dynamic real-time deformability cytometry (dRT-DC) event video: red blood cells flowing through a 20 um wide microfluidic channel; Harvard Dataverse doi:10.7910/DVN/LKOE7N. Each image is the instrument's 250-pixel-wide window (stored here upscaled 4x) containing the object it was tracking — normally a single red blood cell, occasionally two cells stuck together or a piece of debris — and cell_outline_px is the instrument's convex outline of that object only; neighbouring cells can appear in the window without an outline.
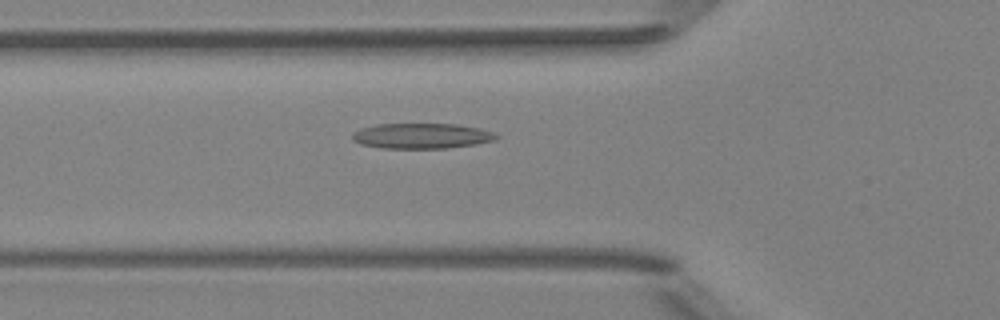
{"species": "Egyptian fruit bat (a non-hibernating species)", "species_latin": "Rousettus aegyptiacus", "temperature_condition": "room temperature", "stored_images_in_passage": 35, "camera_frame_rate_fps": 3000, "um_per_image_px": 0.085, "animal": {"sex": "female"}, "frame": {"image": 1, "passage_image": 4, "time_ms": 1.0, "image_size_px": [1000, 320], "cell_outline_px": [[500, 136], [496, 140], [476, 144], [444, 148], [380, 148], [360, 144], [352, 140], [352, 132], [360, 128], [376, 124], [456, 124], [480, 128], [496, 132]], "centroid_in_image_um": [35.84, 11.55], "position_along_channel_um": 90.0, "area_um2": 21.5}}
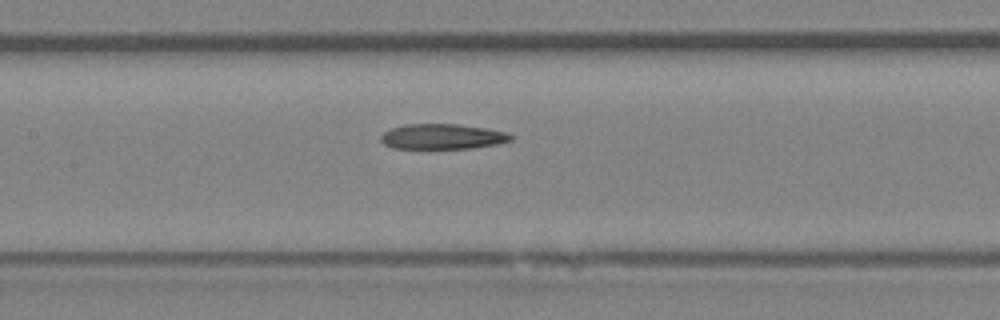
{"frame": {"image": 2, "passage_image": 10, "time_ms": 3.0, "image_size_px": [1000, 320], "cell_outline_px": [[516, 136], [512, 140], [496, 144], [472, 148], [392, 148], [384, 144], [380, 140], [380, 136], [384, 132], [392, 128], [404, 124], [456, 124], [488, 128], [504, 132]], "centroid_in_image_um": [37.61, 11.6], "position_along_channel_um": 169.8, "area_um2": 19.13}}
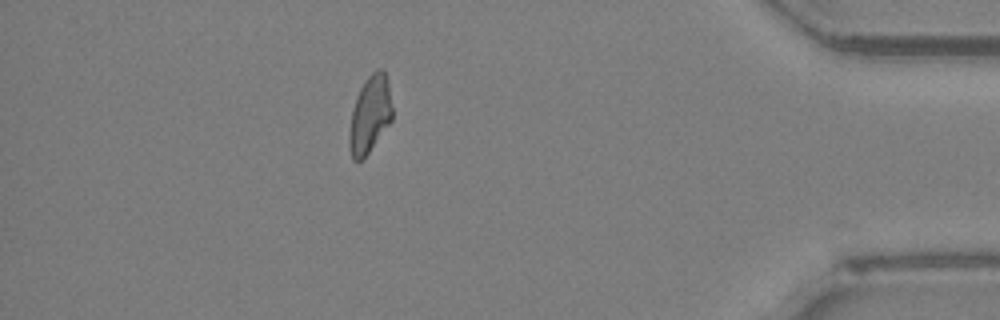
{"frame": {"image": 3, "passage_image": 31, "time_ms": 10.0, "image_size_px": [1000, 320], "cell_outline_px": [[392, 120], [368, 152], [360, 160], [352, 160], [348, 148], [348, 132], [352, 112], [356, 96], [364, 80], [376, 68], [384, 68], [388, 80], [392, 108]], "centroid_in_image_um": [31.43, 9.69], "position_along_channel_um": 403.8, "area_um2": 19.48}, "authors_computed_cell_mechanics": {"area_um2": 19.7098, "velocity_mm_per_s": 3.9957, "shape_relaxation_time_tau1_ms": null, "shape_relaxation_time_tau2_ms": 3.8453, "deformation_change_tau1": null, "deformation_change_tau2": 0.1367}}